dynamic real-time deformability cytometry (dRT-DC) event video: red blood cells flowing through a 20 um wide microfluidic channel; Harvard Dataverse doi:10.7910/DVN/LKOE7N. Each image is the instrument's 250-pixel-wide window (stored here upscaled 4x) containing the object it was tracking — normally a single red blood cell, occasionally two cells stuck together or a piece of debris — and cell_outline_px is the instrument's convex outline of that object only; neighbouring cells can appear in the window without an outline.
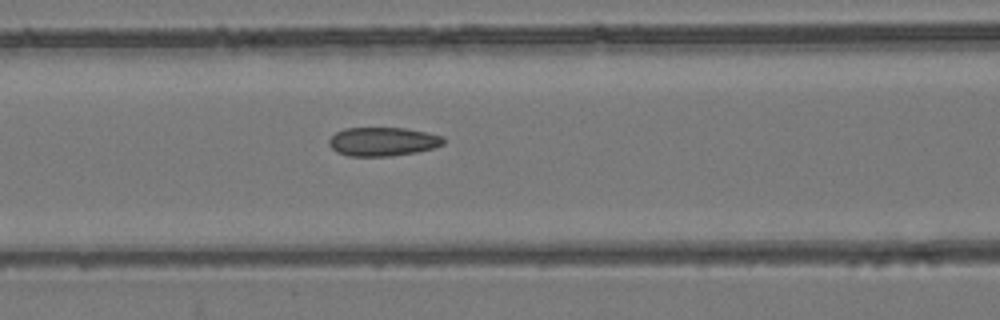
{"species": "common noctule bat (a hibernating species)", "species_latin": "Nyctalus noctula", "temperature_condition": "room temperature", "stored_images_in_passage": 5, "segment_of_instrument_passage": [1, 2], "camera_frame_rate_fps": 3000, "um_per_image_px": 0.085, "animal": {"sex": "female", "body_mass_g": 24.6, "forearm_length_mm": 56.2}, "frame": {"image": 1, "passage_image": 4, "time_ms": 4.333, "image_size_px": [1000, 320], "cell_outline_px": [[444, 144], [432, 148], [416, 152], [392, 156], [348, 156], [336, 152], [328, 144], [328, 140], [336, 132], [344, 128], [404, 128], [428, 132], [444, 136]], "centroid_in_image_um": [32.53, 12.03], "position_along_channel_um": 134.1, "area_um2": 19.31}}